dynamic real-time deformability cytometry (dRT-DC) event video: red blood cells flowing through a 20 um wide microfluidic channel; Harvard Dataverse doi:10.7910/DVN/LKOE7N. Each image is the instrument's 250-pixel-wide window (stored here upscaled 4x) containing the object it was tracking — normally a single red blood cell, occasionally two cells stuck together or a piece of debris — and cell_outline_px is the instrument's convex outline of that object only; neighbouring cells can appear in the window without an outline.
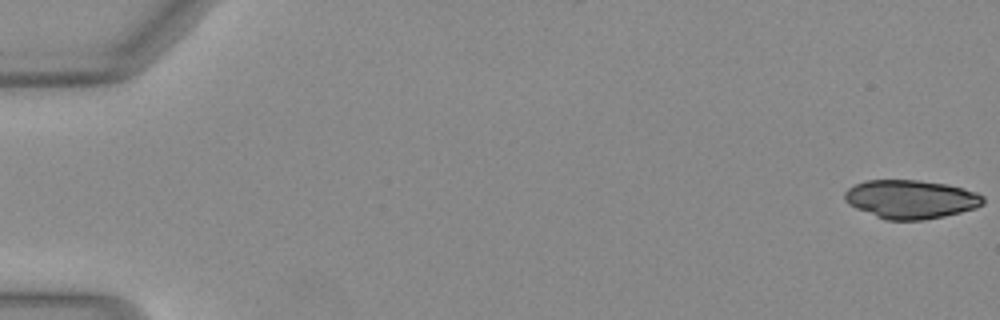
{"species": "Egyptian fruit bat (a non-hibernating species)", "species_latin": "Rousettus aegyptiacus", "temperature_condition": "warm", "stored_images_in_passage": 50, "camera_frame_rate_fps": 3000, "um_per_image_px": 0.085, "animal": {"sex": "female"}, "frame": {"image": 1, "passage_image": 1, "time_ms": 0.0, "image_size_px": [1000, 320], "cell_outline_px": [[984, 204], [976, 208], [944, 216], [924, 220], [888, 220], [876, 216], [856, 208], [848, 204], [844, 200], [844, 192], [848, 188], [864, 180], [916, 180], [948, 184], [964, 188], [976, 192], [984, 196]], "centroid_in_image_um": [77.43, 16.93], "position_along_channel_um": 7.6, "area_um2": 31.27}}
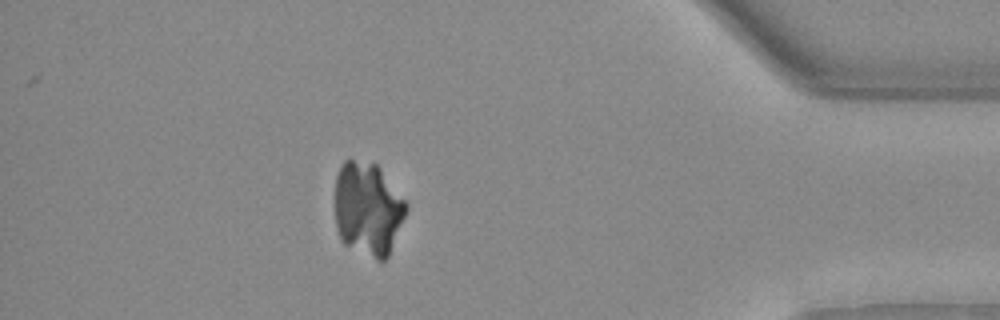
{"frame": {"image": 2, "passage_image": 45, "time_ms": 14.667, "image_size_px": [1000, 320], "cell_outline_px": [[408, 208], [388, 256], [384, 260], [376, 260], [344, 244], [340, 236], [336, 224], [336, 176], [340, 164], [344, 160], [352, 160], [376, 164], [380, 168], [408, 204]], "centroid_in_image_um": [31.27, 17.75], "position_along_channel_um": 403.9, "area_um2": 38.49}}